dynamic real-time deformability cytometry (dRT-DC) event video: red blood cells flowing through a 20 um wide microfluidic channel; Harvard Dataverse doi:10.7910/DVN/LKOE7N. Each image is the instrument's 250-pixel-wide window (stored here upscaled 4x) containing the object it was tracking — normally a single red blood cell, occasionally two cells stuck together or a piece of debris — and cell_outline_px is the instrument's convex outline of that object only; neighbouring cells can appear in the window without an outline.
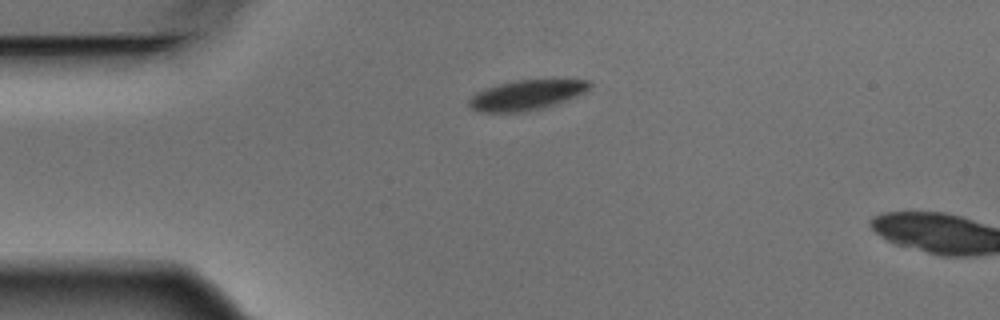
{"species": "Egyptian fruit bat (a non-hibernating species)", "species_latin": "Rousettus aegyptiacus", "temperature_condition": "warm", "stored_images_in_passage": 2, "camera_frame_rate_fps": 3000, "um_per_image_px": 0.085, "animal": {"sex": "male"}, "frame": {"image": 1, "passage_image": 1, "time_ms": 0.0, "image_size_px": [1000, 320], "cell_outline_px": [[592, 84], [584, 92], [576, 96], [556, 104], [524, 112], [480, 112], [472, 108], [468, 104], [468, 100], [476, 92], [500, 84], [516, 80], [592, 80]], "centroid_in_image_um": [44.75, 8.08], "position_along_channel_um": 40.3, "area_um2": 20.75}}